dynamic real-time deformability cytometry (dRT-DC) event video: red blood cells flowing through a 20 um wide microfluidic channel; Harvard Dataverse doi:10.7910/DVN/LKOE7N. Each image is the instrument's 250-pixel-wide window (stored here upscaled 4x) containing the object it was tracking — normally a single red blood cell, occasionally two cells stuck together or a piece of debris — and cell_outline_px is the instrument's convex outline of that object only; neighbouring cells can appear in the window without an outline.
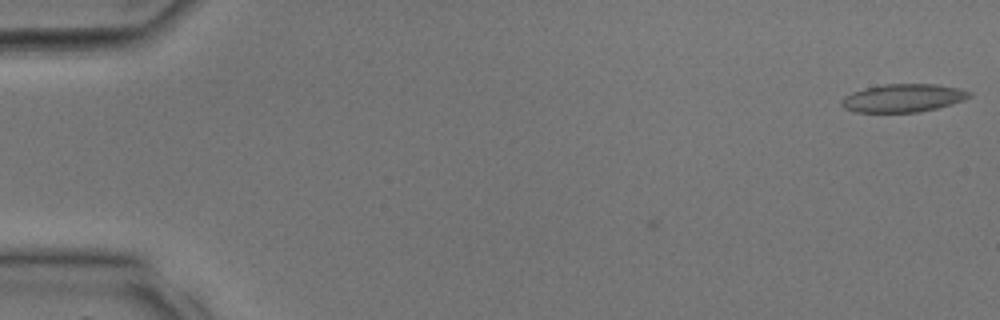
{"species": "common noctule bat (a hibernating species)", "species_latin": "Nyctalus noctula", "temperature_condition": "room temperature", "stored_images_in_passage": 3, "camera_frame_rate_fps": 3000, "um_per_image_px": 0.085, "animal": {"sex": "male", "body_mass_g": 17.9, "forearm_length_mm": 54.2}, "frame": {"image": 1, "passage_image": 3, "time_ms": 0.667, "image_size_px": [1000, 320], "cell_outline_px": [[972, 96], [964, 100], [952, 104], [936, 108], [916, 112], [856, 112], [844, 108], [840, 104], [840, 100], [844, 96], [852, 92], [864, 88], [884, 84], [936, 84], [960, 88], [972, 92]], "centroid_in_image_um": [76.76, 8.32], "position_along_channel_um": 8.2, "area_um2": 21.04}}